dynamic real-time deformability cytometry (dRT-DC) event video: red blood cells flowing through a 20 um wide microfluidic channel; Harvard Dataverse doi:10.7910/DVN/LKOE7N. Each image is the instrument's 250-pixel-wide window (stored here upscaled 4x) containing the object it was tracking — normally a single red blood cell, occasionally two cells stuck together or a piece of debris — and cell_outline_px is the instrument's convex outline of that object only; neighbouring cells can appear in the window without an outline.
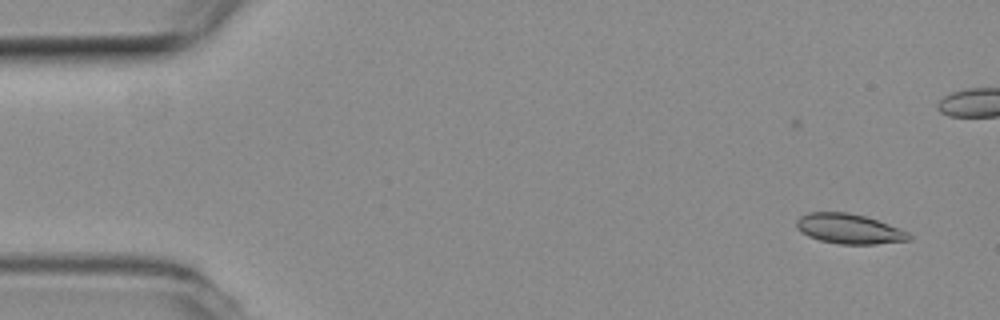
{"species": "common noctule bat (a hibernating species)", "species_latin": "Nyctalus noctula", "temperature_condition": "room temperature", "stored_images_in_passage": 54, "camera_frame_rate_fps": 3000, "um_per_image_px": 0.085, "animal": {"sex": "female", "body_mass_g": 19.3, "forearm_length_mm": 54.1}, "frame": {"image": 1, "passage_image": 3, "time_ms": 0.667, "image_size_px": [1000, 320], "cell_outline_px": [[912, 236], [908, 240], [876, 244], [840, 244], [820, 240], [808, 236], [800, 232], [796, 228], [796, 220], [800, 216], [808, 212], [848, 212], [864, 216], [888, 224], [908, 232]], "centroid_in_image_um": [72.12, 19.44], "position_along_channel_um": 12.9, "area_um2": 19.54}}
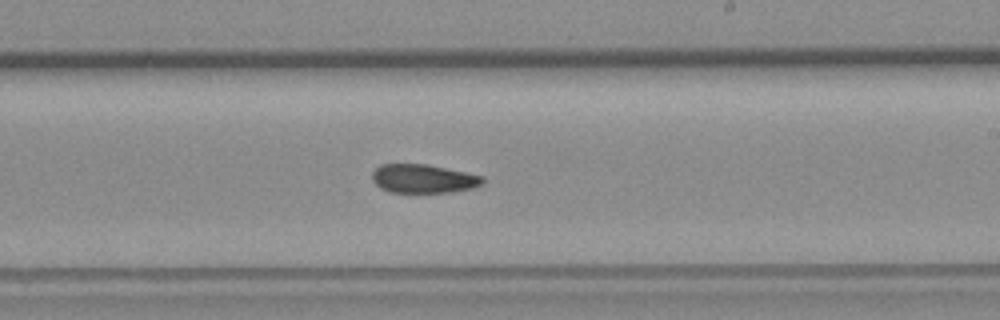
{"frame": {"image": 2, "passage_image": 31, "time_ms": 10.0, "image_size_px": [1000, 320], "cell_outline_px": [[484, 184], [472, 188], [452, 192], [388, 192], [380, 188], [372, 180], [372, 172], [380, 164], [428, 164], [484, 176]], "centroid_in_image_um": [35.99, 15.18], "position_along_channel_um": 253.0, "area_um2": 18.61}}
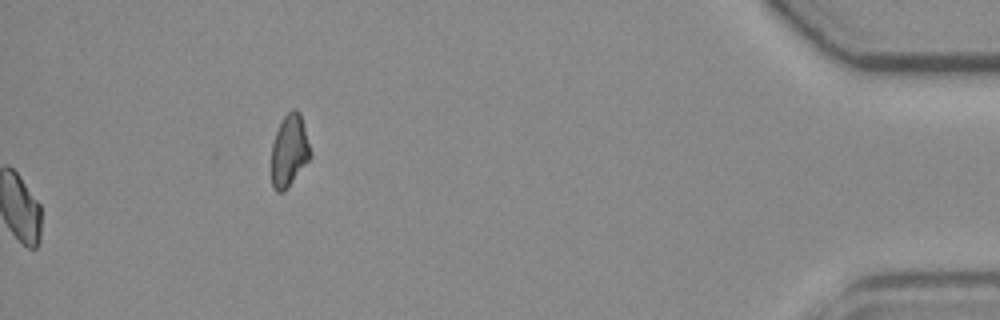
{"frame": {"image": 3, "passage_image": 54, "time_ms": 17.667, "image_size_px": [1000, 320], "cell_outline_px": [[312, 156], [288, 188], [284, 192], [276, 192], [272, 188], [272, 144], [276, 132], [284, 116], [292, 108], [296, 108], [300, 112], [312, 152]], "centroid_in_image_um": [24.61, 12.82], "position_along_channel_um": 410.6, "area_um2": 16.53}}